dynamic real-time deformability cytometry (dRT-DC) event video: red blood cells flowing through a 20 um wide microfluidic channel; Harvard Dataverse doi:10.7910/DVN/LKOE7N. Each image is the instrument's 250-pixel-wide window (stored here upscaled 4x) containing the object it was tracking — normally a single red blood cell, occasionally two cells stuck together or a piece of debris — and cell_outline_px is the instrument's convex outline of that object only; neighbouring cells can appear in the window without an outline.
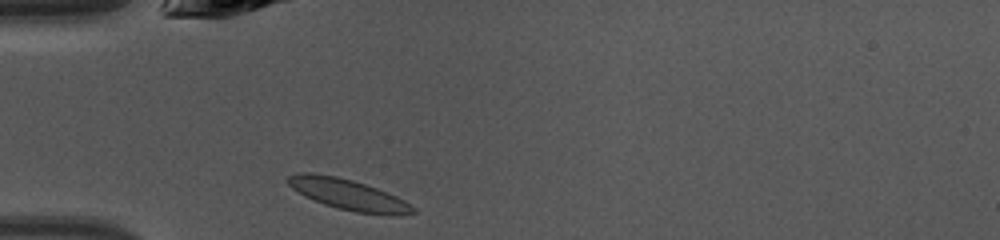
{"species": "common noctule bat (a hibernating species)", "species_latin": "Nyctalus noctula", "temperature_condition": "warm", "stored_images_in_passage": 34, "camera_frame_rate_fps": 3000, "um_per_image_px": 0.085, "animal": {"sex": "female", "body_mass_g": 10.0, "forearm_length_mm": 53.1}, "frame": {"image": 1, "passage_image": 1, "time_ms": 0.0, "image_size_px": [1000, 240], "cell_outline_px": [[416, 212], [400, 216], [392, 216], [356, 212], [336, 208], [324, 204], [304, 196], [292, 188], [284, 180], [288, 176], [296, 172], [312, 172], [336, 176], [352, 180], [388, 192], [404, 200], [416, 208]], "centroid_in_image_um": [29.6, 16.54], "position_along_channel_um": 55.4, "area_um2": 22.72}}
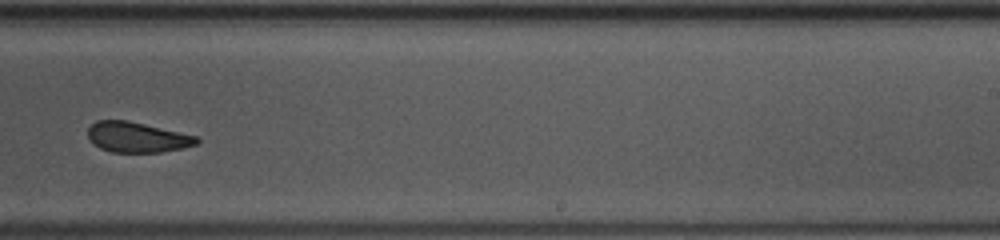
{"frame": {"image": 2, "passage_image": 17, "time_ms": 5.333, "image_size_px": [1000, 240], "cell_outline_px": [[200, 140], [196, 144], [180, 148], [160, 152], [112, 152], [100, 148], [92, 144], [88, 140], [88, 128], [96, 120], [128, 120], [196, 136]], "centroid_in_image_um": [11.59, 11.66], "position_along_channel_um": 277.4, "area_um2": 19.13}}
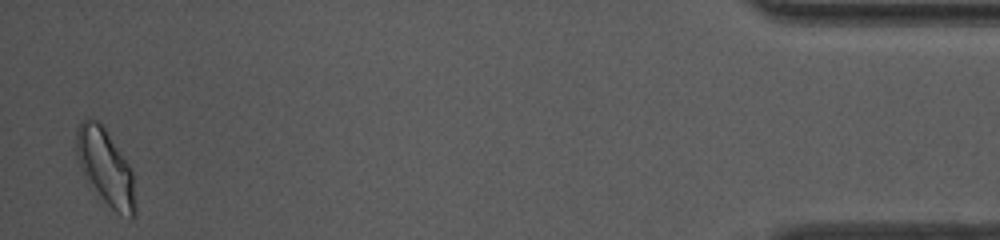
{"frame": {"image": 3, "passage_image": 33, "time_ms": 10.667, "image_size_px": [1000, 240], "cell_outline_px": [[136, 216], [132, 220], [128, 220], [116, 212], [104, 200], [84, 172], [80, 164], [76, 152], [76, 132], [80, 124], [84, 120], [100, 120], [132, 168], [136, 208]], "centroid_in_image_um": [9.04, 14.23], "position_along_channel_um": 426.2, "area_um2": 25.72}, "authors_computed_cell_mechanics": {"area_um2": 21.0392, "velocity_mm_per_s": 4.2886, "shape_relaxation_time_tau1_ms": 3.7285, "shape_relaxation_time_tau2_ms": 1.5443, "deformation_change_tau1": 0.1361, "deformation_change_tau2": 0.0557}}